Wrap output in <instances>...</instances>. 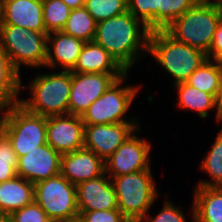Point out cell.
<instances>
[{
  "mask_svg": "<svg viewBox=\"0 0 222 222\" xmlns=\"http://www.w3.org/2000/svg\"><path fill=\"white\" fill-rule=\"evenodd\" d=\"M129 11L96 24L94 42L111 54L127 71L138 59L139 52L148 53L150 30ZM142 30V31H141Z\"/></svg>",
  "mask_w": 222,
  "mask_h": 222,
  "instance_id": "1",
  "label": "cell"
},
{
  "mask_svg": "<svg viewBox=\"0 0 222 222\" xmlns=\"http://www.w3.org/2000/svg\"><path fill=\"white\" fill-rule=\"evenodd\" d=\"M148 53L174 78L173 85L186 82L207 59L202 50L175 40L165 30L150 31Z\"/></svg>",
  "mask_w": 222,
  "mask_h": 222,
  "instance_id": "2",
  "label": "cell"
},
{
  "mask_svg": "<svg viewBox=\"0 0 222 222\" xmlns=\"http://www.w3.org/2000/svg\"><path fill=\"white\" fill-rule=\"evenodd\" d=\"M72 84V72L39 74L28 86L31 99H21L20 104L29 112L41 116L68 114V105Z\"/></svg>",
  "mask_w": 222,
  "mask_h": 222,
  "instance_id": "3",
  "label": "cell"
},
{
  "mask_svg": "<svg viewBox=\"0 0 222 222\" xmlns=\"http://www.w3.org/2000/svg\"><path fill=\"white\" fill-rule=\"evenodd\" d=\"M6 110V111H5ZM0 110V129L8 136L17 157L47 144L46 117L29 112L20 103Z\"/></svg>",
  "mask_w": 222,
  "mask_h": 222,
  "instance_id": "4",
  "label": "cell"
},
{
  "mask_svg": "<svg viewBox=\"0 0 222 222\" xmlns=\"http://www.w3.org/2000/svg\"><path fill=\"white\" fill-rule=\"evenodd\" d=\"M151 169L112 178L118 209L131 222H139L147 213L158 193Z\"/></svg>",
  "mask_w": 222,
  "mask_h": 222,
  "instance_id": "5",
  "label": "cell"
},
{
  "mask_svg": "<svg viewBox=\"0 0 222 222\" xmlns=\"http://www.w3.org/2000/svg\"><path fill=\"white\" fill-rule=\"evenodd\" d=\"M219 23L220 11L214 4L194 5L164 30L175 40L207 54Z\"/></svg>",
  "mask_w": 222,
  "mask_h": 222,
  "instance_id": "6",
  "label": "cell"
},
{
  "mask_svg": "<svg viewBox=\"0 0 222 222\" xmlns=\"http://www.w3.org/2000/svg\"><path fill=\"white\" fill-rule=\"evenodd\" d=\"M46 32H37L15 25H0V44L19 72L20 65L45 67L47 59Z\"/></svg>",
  "mask_w": 222,
  "mask_h": 222,
  "instance_id": "7",
  "label": "cell"
},
{
  "mask_svg": "<svg viewBox=\"0 0 222 222\" xmlns=\"http://www.w3.org/2000/svg\"><path fill=\"white\" fill-rule=\"evenodd\" d=\"M34 201L53 222L79 216L76 185L61 174L35 183Z\"/></svg>",
  "mask_w": 222,
  "mask_h": 222,
  "instance_id": "8",
  "label": "cell"
},
{
  "mask_svg": "<svg viewBox=\"0 0 222 222\" xmlns=\"http://www.w3.org/2000/svg\"><path fill=\"white\" fill-rule=\"evenodd\" d=\"M128 72L119 78L105 93L96 99L81 116L84 124H116L122 122H138L137 118L124 119L139 87L122 86Z\"/></svg>",
  "mask_w": 222,
  "mask_h": 222,
  "instance_id": "9",
  "label": "cell"
},
{
  "mask_svg": "<svg viewBox=\"0 0 222 222\" xmlns=\"http://www.w3.org/2000/svg\"><path fill=\"white\" fill-rule=\"evenodd\" d=\"M125 74L72 72L68 114L82 116L96 99Z\"/></svg>",
  "mask_w": 222,
  "mask_h": 222,
  "instance_id": "10",
  "label": "cell"
},
{
  "mask_svg": "<svg viewBox=\"0 0 222 222\" xmlns=\"http://www.w3.org/2000/svg\"><path fill=\"white\" fill-rule=\"evenodd\" d=\"M138 137L133 133L105 161V173L110 175L111 179L151 169L149 160L151 143Z\"/></svg>",
  "mask_w": 222,
  "mask_h": 222,
  "instance_id": "11",
  "label": "cell"
},
{
  "mask_svg": "<svg viewBox=\"0 0 222 222\" xmlns=\"http://www.w3.org/2000/svg\"><path fill=\"white\" fill-rule=\"evenodd\" d=\"M137 124H85L84 148L93 151L105 162L129 136L140 132Z\"/></svg>",
  "mask_w": 222,
  "mask_h": 222,
  "instance_id": "12",
  "label": "cell"
},
{
  "mask_svg": "<svg viewBox=\"0 0 222 222\" xmlns=\"http://www.w3.org/2000/svg\"><path fill=\"white\" fill-rule=\"evenodd\" d=\"M47 144L59 154L84 148L85 124L81 116L58 115L46 117Z\"/></svg>",
  "mask_w": 222,
  "mask_h": 222,
  "instance_id": "13",
  "label": "cell"
},
{
  "mask_svg": "<svg viewBox=\"0 0 222 222\" xmlns=\"http://www.w3.org/2000/svg\"><path fill=\"white\" fill-rule=\"evenodd\" d=\"M62 155L44 144L18 158L17 176L35 184L61 172Z\"/></svg>",
  "mask_w": 222,
  "mask_h": 222,
  "instance_id": "14",
  "label": "cell"
},
{
  "mask_svg": "<svg viewBox=\"0 0 222 222\" xmlns=\"http://www.w3.org/2000/svg\"><path fill=\"white\" fill-rule=\"evenodd\" d=\"M78 211L118 209V200L112 179L103 175L76 185Z\"/></svg>",
  "mask_w": 222,
  "mask_h": 222,
  "instance_id": "15",
  "label": "cell"
},
{
  "mask_svg": "<svg viewBox=\"0 0 222 222\" xmlns=\"http://www.w3.org/2000/svg\"><path fill=\"white\" fill-rule=\"evenodd\" d=\"M0 25L46 32L42 0H0Z\"/></svg>",
  "mask_w": 222,
  "mask_h": 222,
  "instance_id": "16",
  "label": "cell"
},
{
  "mask_svg": "<svg viewBox=\"0 0 222 222\" xmlns=\"http://www.w3.org/2000/svg\"><path fill=\"white\" fill-rule=\"evenodd\" d=\"M105 173V162L93 151L82 148L61 157V172L69 182L77 185Z\"/></svg>",
  "mask_w": 222,
  "mask_h": 222,
  "instance_id": "17",
  "label": "cell"
},
{
  "mask_svg": "<svg viewBox=\"0 0 222 222\" xmlns=\"http://www.w3.org/2000/svg\"><path fill=\"white\" fill-rule=\"evenodd\" d=\"M85 43L82 39L75 38L62 31L48 33L45 66L54 68L56 65H60L63 71H71L75 67Z\"/></svg>",
  "mask_w": 222,
  "mask_h": 222,
  "instance_id": "18",
  "label": "cell"
},
{
  "mask_svg": "<svg viewBox=\"0 0 222 222\" xmlns=\"http://www.w3.org/2000/svg\"><path fill=\"white\" fill-rule=\"evenodd\" d=\"M71 72L127 73L111 54L94 41L85 43Z\"/></svg>",
  "mask_w": 222,
  "mask_h": 222,
  "instance_id": "19",
  "label": "cell"
},
{
  "mask_svg": "<svg viewBox=\"0 0 222 222\" xmlns=\"http://www.w3.org/2000/svg\"><path fill=\"white\" fill-rule=\"evenodd\" d=\"M193 192V222H222V187H196Z\"/></svg>",
  "mask_w": 222,
  "mask_h": 222,
  "instance_id": "20",
  "label": "cell"
},
{
  "mask_svg": "<svg viewBox=\"0 0 222 222\" xmlns=\"http://www.w3.org/2000/svg\"><path fill=\"white\" fill-rule=\"evenodd\" d=\"M34 201V184L22 177L0 183V214H11Z\"/></svg>",
  "mask_w": 222,
  "mask_h": 222,
  "instance_id": "21",
  "label": "cell"
},
{
  "mask_svg": "<svg viewBox=\"0 0 222 222\" xmlns=\"http://www.w3.org/2000/svg\"><path fill=\"white\" fill-rule=\"evenodd\" d=\"M21 79L0 44V110L20 103Z\"/></svg>",
  "mask_w": 222,
  "mask_h": 222,
  "instance_id": "22",
  "label": "cell"
},
{
  "mask_svg": "<svg viewBox=\"0 0 222 222\" xmlns=\"http://www.w3.org/2000/svg\"><path fill=\"white\" fill-rule=\"evenodd\" d=\"M174 86L178 91L180 108L196 111L201 118L208 117V111L215 108V98L212 94L202 92L187 82H181Z\"/></svg>",
  "mask_w": 222,
  "mask_h": 222,
  "instance_id": "23",
  "label": "cell"
},
{
  "mask_svg": "<svg viewBox=\"0 0 222 222\" xmlns=\"http://www.w3.org/2000/svg\"><path fill=\"white\" fill-rule=\"evenodd\" d=\"M222 62L206 59L186 81L190 86L212 94L214 97L220 86Z\"/></svg>",
  "mask_w": 222,
  "mask_h": 222,
  "instance_id": "24",
  "label": "cell"
},
{
  "mask_svg": "<svg viewBox=\"0 0 222 222\" xmlns=\"http://www.w3.org/2000/svg\"><path fill=\"white\" fill-rule=\"evenodd\" d=\"M96 21L86 8L72 9L62 32L85 42H92L96 33Z\"/></svg>",
  "mask_w": 222,
  "mask_h": 222,
  "instance_id": "25",
  "label": "cell"
},
{
  "mask_svg": "<svg viewBox=\"0 0 222 222\" xmlns=\"http://www.w3.org/2000/svg\"><path fill=\"white\" fill-rule=\"evenodd\" d=\"M200 166L213 181H200L196 187H222V129Z\"/></svg>",
  "mask_w": 222,
  "mask_h": 222,
  "instance_id": "26",
  "label": "cell"
},
{
  "mask_svg": "<svg viewBox=\"0 0 222 222\" xmlns=\"http://www.w3.org/2000/svg\"><path fill=\"white\" fill-rule=\"evenodd\" d=\"M163 0H128V11L150 31L161 30V8Z\"/></svg>",
  "mask_w": 222,
  "mask_h": 222,
  "instance_id": "27",
  "label": "cell"
},
{
  "mask_svg": "<svg viewBox=\"0 0 222 222\" xmlns=\"http://www.w3.org/2000/svg\"><path fill=\"white\" fill-rule=\"evenodd\" d=\"M46 33L62 31L70 16V9L62 0H42Z\"/></svg>",
  "mask_w": 222,
  "mask_h": 222,
  "instance_id": "28",
  "label": "cell"
},
{
  "mask_svg": "<svg viewBox=\"0 0 222 222\" xmlns=\"http://www.w3.org/2000/svg\"><path fill=\"white\" fill-rule=\"evenodd\" d=\"M84 7L96 23L128 11V0H85Z\"/></svg>",
  "mask_w": 222,
  "mask_h": 222,
  "instance_id": "29",
  "label": "cell"
},
{
  "mask_svg": "<svg viewBox=\"0 0 222 222\" xmlns=\"http://www.w3.org/2000/svg\"><path fill=\"white\" fill-rule=\"evenodd\" d=\"M18 157L8 136L0 129V183L17 176Z\"/></svg>",
  "mask_w": 222,
  "mask_h": 222,
  "instance_id": "30",
  "label": "cell"
},
{
  "mask_svg": "<svg viewBox=\"0 0 222 222\" xmlns=\"http://www.w3.org/2000/svg\"><path fill=\"white\" fill-rule=\"evenodd\" d=\"M194 6L191 0H163L161 8V30Z\"/></svg>",
  "mask_w": 222,
  "mask_h": 222,
  "instance_id": "31",
  "label": "cell"
},
{
  "mask_svg": "<svg viewBox=\"0 0 222 222\" xmlns=\"http://www.w3.org/2000/svg\"><path fill=\"white\" fill-rule=\"evenodd\" d=\"M10 217L11 222H53L35 201L12 212Z\"/></svg>",
  "mask_w": 222,
  "mask_h": 222,
  "instance_id": "32",
  "label": "cell"
},
{
  "mask_svg": "<svg viewBox=\"0 0 222 222\" xmlns=\"http://www.w3.org/2000/svg\"><path fill=\"white\" fill-rule=\"evenodd\" d=\"M139 222H187L181 208L175 206L170 200L165 201L161 211L154 216L146 214Z\"/></svg>",
  "mask_w": 222,
  "mask_h": 222,
  "instance_id": "33",
  "label": "cell"
},
{
  "mask_svg": "<svg viewBox=\"0 0 222 222\" xmlns=\"http://www.w3.org/2000/svg\"><path fill=\"white\" fill-rule=\"evenodd\" d=\"M82 222H129L119 209L79 211Z\"/></svg>",
  "mask_w": 222,
  "mask_h": 222,
  "instance_id": "34",
  "label": "cell"
},
{
  "mask_svg": "<svg viewBox=\"0 0 222 222\" xmlns=\"http://www.w3.org/2000/svg\"><path fill=\"white\" fill-rule=\"evenodd\" d=\"M207 59L222 62V24L219 23L216 27L214 37L208 53Z\"/></svg>",
  "mask_w": 222,
  "mask_h": 222,
  "instance_id": "35",
  "label": "cell"
},
{
  "mask_svg": "<svg viewBox=\"0 0 222 222\" xmlns=\"http://www.w3.org/2000/svg\"><path fill=\"white\" fill-rule=\"evenodd\" d=\"M216 120L222 121V74L220 77V86L215 95Z\"/></svg>",
  "mask_w": 222,
  "mask_h": 222,
  "instance_id": "36",
  "label": "cell"
},
{
  "mask_svg": "<svg viewBox=\"0 0 222 222\" xmlns=\"http://www.w3.org/2000/svg\"><path fill=\"white\" fill-rule=\"evenodd\" d=\"M70 9H76L84 6L85 0H62Z\"/></svg>",
  "mask_w": 222,
  "mask_h": 222,
  "instance_id": "37",
  "label": "cell"
},
{
  "mask_svg": "<svg viewBox=\"0 0 222 222\" xmlns=\"http://www.w3.org/2000/svg\"><path fill=\"white\" fill-rule=\"evenodd\" d=\"M194 5H212L216 0H191Z\"/></svg>",
  "mask_w": 222,
  "mask_h": 222,
  "instance_id": "38",
  "label": "cell"
},
{
  "mask_svg": "<svg viewBox=\"0 0 222 222\" xmlns=\"http://www.w3.org/2000/svg\"><path fill=\"white\" fill-rule=\"evenodd\" d=\"M0 222H11L9 214H0Z\"/></svg>",
  "mask_w": 222,
  "mask_h": 222,
  "instance_id": "39",
  "label": "cell"
},
{
  "mask_svg": "<svg viewBox=\"0 0 222 222\" xmlns=\"http://www.w3.org/2000/svg\"><path fill=\"white\" fill-rule=\"evenodd\" d=\"M55 222H82L79 216L72 218V219H65V220H60V221H55Z\"/></svg>",
  "mask_w": 222,
  "mask_h": 222,
  "instance_id": "40",
  "label": "cell"
},
{
  "mask_svg": "<svg viewBox=\"0 0 222 222\" xmlns=\"http://www.w3.org/2000/svg\"><path fill=\"white\" fill-rule=\"evenodd\" d=\"M214 5L216 6V8H217L220 12H222V0H216Z\"/></svg>",
  "mask_w": 222,
  "mask_h": 222,
  "instance_id": "41",
  "label": "cell"
},
{
  "mask_svg": "<svg viewBox=\"0 0 222 222\" xmlns=\"http://www.w3.org/2000/svg\"><path fill=\"white\" fill-rule=\"evenodd\" d=\"M220 23L222 24V12H220Z\"/></svg>",
  "mask_w": 222,
  "mask_h": 222,
  "instance_id": "42",
  "label": "cell"
}]
</instances>
